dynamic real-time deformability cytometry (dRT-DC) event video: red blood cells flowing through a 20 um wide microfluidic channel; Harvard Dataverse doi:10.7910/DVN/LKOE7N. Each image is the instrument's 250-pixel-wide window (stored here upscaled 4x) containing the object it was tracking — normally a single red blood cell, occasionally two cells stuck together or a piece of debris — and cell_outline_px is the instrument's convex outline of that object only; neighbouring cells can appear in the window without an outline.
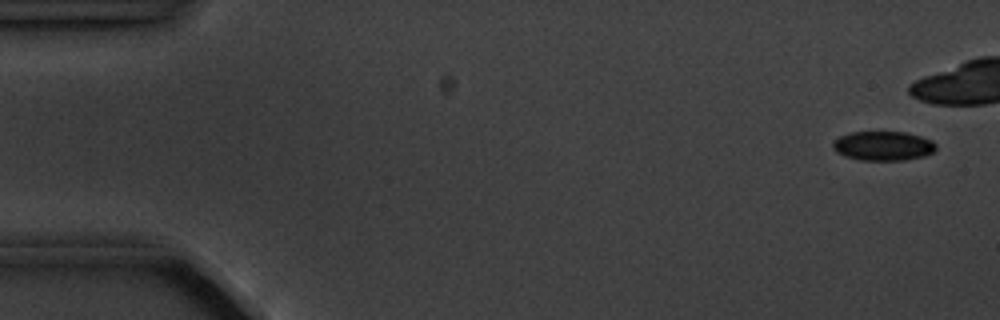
{"species": "common noctule bat (a hibernating species)", "species_latin": "Nyctalus noctula", "temperature_condition": "cold", "stored_images_in_passage": 9, "camera_frame_rate_fps": 3000, "um_per_image_px": 0.085, "animal": {"sex": "male", "body_mass_g": 20.1, "forearm_length_mm": 53.5}, "frame": {"image": 1, "passage_image": 1, "time_ms": 0.0, "image_size_px": [1000, 320], "cell_outline_px": [[936, 148], [932, 152], [924, 156], [904, 160], [860, 160], [844, 156], [836, 152], [832, 148], [832, 140], [848, 132], [904, 132], [920, 136], [932, 140], [936, 144]], "centroid_in_image_um": [75.03, 12.4], "position_along_channel_um": 10.0, "area_um2": 17.74}}